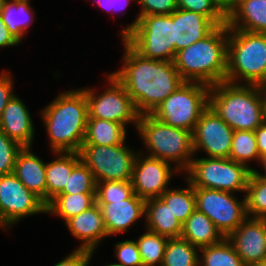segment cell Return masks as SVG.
Listing matches in <instances>:
<instances>
[{"label":"cell","instance_id":"cell-7","mask_svg":"<svg viewBox=\"0 0 266 266\" xmlns=\"http://www.w3.org/2000/svg\"><path fill=\"white\" fill-rule=\"evenodd\" d=\"M187 180L194 188L246 192L252 170L230 158H193L186 170Z\"/></svg>","mask_w":266,"mask_h":266},{"label":"cell","instance_id":"cell-16","mask_svg":"<svg viewBox=\"0 0 266 266\" xmlns=\"http://www.w3.org/2000/svg\"><path fill=\"white\" fill-rule=\"evenodd\" d=\"M226 239L246 266L266 260V219L247 217Z\"/></svg>","mask_w":266,"mask_h":266},{"label":"cell","instance_id":"cell-20","mask_svg":"<svg viewBox=\"0 0 266 266\" xmlns=\"http://www.w3.org/2000/svg\"><path fill=\"white\" fill-rule=\"evenodd\" d=\"M217 25L206 16L189 10L174 11L175 51L178 52L208 36Z\"/></svg>","mask_w":266,"mask_h":266},{"label":"cell","instance_id":"cell-18","mask_svg":"<svg viewBox=\"0 0 266 266\" xmlns=\"http://www.w3.org/2000/svg\"><path fill=\"white\" fill-rule=\"evenodd\" d=\"M72 236L82 243L77 249L94 252L102 240L108 237L99 205L73 216L64 223Z\"/></svg>","mask_w":266,"mask_h":266},{"label":"cell","instance_id":"cell-46","mask_svg":"<svg viewBox=\"0 0 266 266\" xmlns=\"http://www.w3.org/2000/svg\"><path fill=\"white\" fill-rule=\"evenodd\" d=\"M260 164H262L263 166V170H264V173H261L260 171H257L255 169H253V172L259 177V178H262V179H265L266 180V155L260 157V161L258 162Z\"/></svg>","mask_w":266,"mask_h":266},{"label":"cell","instance_id":"cell-38","mask_svg":"<svg viewBox=\"0 0 266 266\" xmlns=\"http://www.w3.org/2000/svg\"><path fill=\"white\" fill-rule=\"evenodd\" d=\"M141 5V12L136 19L124 27L121 32L123 40L137 25L139 17L148 15H170L177 9V0H136Z\"/></svg>","mask_w":266,"mask_h":266},{"label":"cell","instance_id":"cell-3","mask_svg":"<svg viewBox=\"0 0 266 266\" xmlns=\"http://www.w3.org/2000/svg\"><path fill=\"white\" fill-rule=\"evenodd\" d=\"M228 26H217L208 36L177 52L175 68L185 82L209 86L226 80Z\"/></svg>","mask_w":266,"mask_h":266},{"label":"cell","instance_id":"cell-8","mask_svg":"<svg viewBox=\"0 0 266 266\" xmlns=\"http://www.w3.org/2000/svg\"><path fill=\"white\" fill-rule=\"evenodd\" d=\"M210 86L184 82L151 115L159 122L193 132L202 112L209 106Z\"/></svg>","mask_w":266,"mask_h":266},{"label":"cell","instance_id":"cell-35","mask_svg":"<svg viewBox=\"0 0 266 266\" xmlns=\"http://www.w3.org/2000/svg\"><path fill=\"white\" fill-rule=\"evenodd\" d=\"M96 194V181L90 169L80 161L68 177L67 184L59 194Z\"/></svg>","mask_w":266,"mask_h":266},{"label":"cell","instance_id":"cell-48","mask_svg":"<svg viewBox=\"0 0 266 266\" xmlns=\"http://www.w3.org/2000/svg\"><path fill=\"white\" fill-rule=\"evenodd\" d=\"M262 97H263L264 121L266 123V86H262Z\"/></svg>","mask_w":266,"mask_h":266},{"label":"cell","instance_id":"cell-2","mask_svg":"<svg viewBox=\"0 0 266 266\" xmlns=\"http://www.w3.org/2000/svg\"><path fill=\"white\" fill-rule=\"evenodd\" d=\"M52 152H78L82 149L88 103L82 89L61 92L40 112Z\"/></svg>","mask_w":266,"mask_h":266},{"label":"cell","instance_id":"cell-24","mask_svg":"<svg viewBox=\"0 0 266 266\" xmlns=\"http://www.w3.org/2000/svg\"><path fill=\"white\" fill-rule=\"evenodd\" d=\"M145 216L146 230L168 238L181 236L182 224L160 197L146 200Z\"/></svg>","mask_w":266,"mask_h":266},{"label":"cell","instance_id":"cell-13","mask_svg":"<svg viewBox=\"0 0 266 266\" xmlns=\"http://www.w3.org/2000/svg\"><path fill=\"white\" fill-rule=\"evenodd\" d=\"M46 213V203L14 173L0 176V228L10 229L26 216Z\"/></svg>","mask_w":266,"mask_h":266},{"label":"cell","instance_id":"cell-40","mask_svg":"<svg viewBox=\"0 0 266 266\" xmlns=\"http://www.w3.org/2000/svg\"><path fill=\"white\" fill-rule=\"evenodd\" d=\"M117 264L122 266H143L136 241L125 240L117 242L114 249Z\"/></svg>","mask_w":266,"mask_h":266},{"label":"cell","instance_id":"cell-30","mask_svg":"<svg viewBox=\"0 0 266 266\" xmlns=\"http://www.w3.org/2000/svg\"><path fill=\"white\" fill-rule=\"evenodd\" d=\"M200 249L182 237L169 238L161 266H199Z\"/></svg>","mask_w":266,"mask_h":266},{"label":"cell","instance_id":"cell-5","mask_svg":"<svg viewBox=\"0 0 266 266\" xmlns=\"http://www.w3.org/2000/svg\"><path fill=\"white\" fill-rule=\"evenodd\" d=\"M225 81L266 86V34L228 29Z\"/></svg>","mask_w":266,"mask_h":266},{"label":"cell","instance_id":"cell-49","mask_svg":"<svg viewBox=\"0 0 266 266\" xmlns=\"http://www.w3.org/2000/svg\"><path fill=\"white\" fill-rule=\"evenodd\" d=\"M248 266H266V260L265 261H260L257 263L250 264Z\"/></svg>","mask_w":266,"mask_h":266},{"label":"cell","instance_id":"cell-41","mask_svg":"<svg viewBox=\"0 0 266 266\" xmlns=\"http://www.w3.org/2000/svg\"><path fill=\"white\" fill-rule=\"evenodd\" d=\"M94 252L76 249L54 266H89Z\"/></svg>","mask_w":266,"mask_h":266},{"label":"cell","instance_id":"cell-14","mask_svg":"<svg viewBox=\"0 0 266 266\" xmlns=\"http://www.w3.org/2000/svg\"><path fill=\"white\" fill-rule=\"evenodd\" d=\"M233 134L234 130L208 106L192 132L194 155L203 149L208 157L229 158Z\"/></svg>","mask_w":266,"mask_h":266},{"label":"cell","instance_id":"cell-39","mask_svg":"<svg viewBox=\"0 0 266 266\" xmlns=\"http://www.w3.org/2000/svg\"><path fill=\"white\" fill-rule=\"evenodd\" d=\"M22 148L0 130V176L13 173L17 155Z\"/></svg>","mask_w":266,"mask_h":266},{"label":"cell","instance_id":"cell-27","mask_svg":"<svg viewBox=\"0 0 266 266\" xmlns=\"http://www.w3.org/2000/svg\"><path fill=\"white\" fill-rule=\"evenodd\" d=\"M126 127L114 121L88 118L83 144L119 145L126 141Z\"/></svg>","mask_w":266,"mask_h":266},{"label":"cell","instance_id":"cell-10","mask_svg":"<svg viewBox=\"0 0 266 266\" xmlns=\"http://www.w3.org/2000/svg\"><path fill=\"white\" fill-rule=\"evenodd\" d=\"M131 150L125 141L119 145L83 144L81 161L93 173L96 183L131 181L138 151Z\"/></svg>","mask_w":266,"mask_h":266},{"label":"cell","instance_id":"cell-34","mask_svg":"<svg viewBox=\"0 0 266 266\" xmlns=\"http://www.w3.org/2000/svg\"><path fill=\"white\" fill-rule=\"evenodd\" d=\"M244 196L248 217L266 219V180L252 171Z\"/></svg>","mask_w":266,"mask_h":266},{"label":"cell","instance_id":"cell-28","mask_svg":"<svg viewBox=\"0 0 266 266\" xmlns=\"http://www.w3.org/2000/svg\"><path fill=\"white\" fill-rule=\"evenodd\" d=\"M96 204V194H57L46 204V214H54L65 222Z\"/></svg>","mask_w":266,"mask_h":266},{"label":"cell","instance_id":"cell-50","mask_svg":"<svg viewBox=\"0 0 266 266\" xmlns=\"http://www.w3.org/2000/svg\"><path fill=\"white\" fill-rule=\"evenodd\" d=\"M105 266H122V265L117 264V263H111V264H107V265H105Z\"/></svg>","mask_w":266,"mask_h":266},{"label":"cell","instance_id":"cell-43","mask_svg":"<svg viewBox=\"0 0 266 266\" xmlns=\"http://www.w3.org/2000/svg\"><path fill=\"white\" fill-rule=\"evenodd\" d=\"M20 42L9 32L0 16V48L19 45Z\"/></svg>","mask_w":266,"mask_h":266},{"label":"cell","instance_id":"cell-42","mask_svg":"<svg viewBox=\"0 0 266 266\" xmlns=\"http://www.w3.org/2000/svg\"><path fill=\"white\" fill-rule=\"evenodd\" d=\"M13 79L8 71L0 74V117L9 101L15 95L13 92Z\"/></svg>","mask_w":266,"mask_h":266},{"label":"cell","instance_id":"cell-11","mask_svg":"<svg viewBox=\"0 0 266 266\" xmlns=\"http://www.w3.org/2000/svg\"><path fill=\"white\" fill-rule=\"evenodd\" d=\"M107 79L109 86L100 94L94 89L81 88L85 92L88 103V118L114 121L125 127L132 123L137 129L140 114L132 98L112 73H109Z\"/></svg>","mask_w":266,"mask_h":266},{"label":"cell","instance_id":"cell-6","mask_svg":"<svg viewBox=\"0 0 266 266\" xmlns=\"http://www.w3.org/2000/svg\"><path fill=\"white\" fill-rule=\"evenodd\" d=\"M139 133L149 157L173 163L185 172L194 156L192 132L159 122L151 114L139 116Z\"/></svg>","mask_w":266,"mask_h":266},{"label":"cell","instance_id":"cell-31","mask_svg":"<svg viewBox=\"0 0 266 266\" xmlns=\"http://www.w3.org/2000/svg\"><path fill=\"white\" fill-rule=\"evenodd\" d=\"M200 251L199 266H246L226 238L218 244L203 247Z\"/></svg>","mask_w":266,"mask_h":266},{"label":"cell","instance_id":"cell-15","mask_svg":"<svg viewBox=\"0 0 266 266\" xmlns=\"http://www.w3.org/2000/svg\"><path fill=\"white\" fill-rule=\"evenodd\" d=\"M139 152L132 173L134 193L144 199L160 197L168 188L174 172L179 173L167 161L152 158ZM143 155V156H142Z\"/></svg>","mask_w":266,"mask_h":266},{"label":"cell","instance_id":"cell-19","mask_svg":"<svg viewBox=\"0 0 266 266\" xmlns=\"http://www.w3.org/2000/svg\"><path fill=\"white\" fill-rule=\"evenodd\" d=\"M24 102L14 95L0 117V130L22 147H32L35 127Z\"/></svg>","mask_w":266,"mask_h":266},{"label":"cell","instance_id":"cell-47","mask_svg":"<svg viewBox=\"0 0 266 266\" xmlns=\"http://www.w3.org/2000/svg\"><path fill=\"white\" fill-rule=\"evenodd\" d=\"M216 1L227 12L234 5L236 0H216Z\"/></svg>","mask_w":266,"mask_h":266},{"label":"cell","instance_id":"cell-25","mask_svg":"<svg viewBox=\"0 0 266 266\" xmlns=\"http://www.w3.org/2000/svg\"><path fill=\"white\" fill-rule=\"evenodd\" d=\"M56 159L46 162V204L65 187L73 168L81 161L78 152H53Z\"/></svg>","mask_w":266,"mask_h":266},{"label":"cell","instance_id":"cell-51","mask_svg":"<svg viewBox=\"0 0 266 266\" xmlns=\"http://www.w3.org/2000/svg\"><path fill=\"white\" fill-rule=\"evenodd\" d=\"M4 0H0V12L2 10V3H3Z\"/></svg>","mask_w":266,"mask_h":266},{"label":"cell","instance_id":"cell-9","mask_svg":"<svg viewBox=\"0 0 266 266\" xmlns=\"http://www.w3.org/2000/svg\"><path fill=\"white\" fill-rule=\"evenodd\" d=\"M124 40L145 58L173 62L177 54L174 12L170 15L139 17L136 27Z\"/></svg>","mask_w":266,"mask_h":266},{"label":"cell","instance_id":"cell-32","mask_svg":"<svg viewBox=\"0 0 266 266\" xmlns=\"http://www.w3.org/2000/svg\"><path fill=\"white\" fill-rule=\"evenodd\" d=\"M229 158L250 168L249 161H260L255 131L235 130Z\"/></svg>","mask_w":266,"mask_h":266},{"label":"cell","instance_id":"cell-12","mask_svg":"<svg viewBox=\"0 0 266 266\" xmlns=\"http://www.w3.org/2000/svg\"><path fill=\"white\" fill-rule=\"evenodd\" d=\"M196 209L204 213L226 238L248 217L246 200L233 193L206 188H194Z\"/></svg>","mask_w":266,"mask_h":266},{"label":"cell","instance_id":"cell-44","mask_svg":"<svg viewBox=\"0 0 266 266\" xmlns=\"http://www.w3.org/2000/svg\"><path fill=\"white\" fill-rule=\"evenodd\" d=\"M97 2L102 8L106 9L107 12L119 11L124 10L125 7L128 6L130 1L133 0H94ZM135 1V0H134Z\"/></svg>","mask_w":266,"mask_h":266},{"label":"cell","instance_id":"cell-21","mask_svg":"<svg viewBox=\"0 0 266 266\" xmlns=\"http://www.w3.org/2000/svg\"><path fill=\"white\" fill-rule=\"evenodd\" d=\"M227 26L266 34V0H236L227 11Z\"/></svg>","mask_w":266,"mask_h":266},{"label":"cell","instance_id":"cell-23","mask_svg":"<svg viewBox=\"0 0 266 266\" xmlns=\"http://www.w3.org/2000/svg\"><path fill=\"white\" fill-rule=\"evenodd\" d=\"M198 249L220 243L225 237L214 223L195 209L182 225L181 236Z\"/></svg>","mask_w":266,"mask_h":266},{"label":"cell","instance_id":"cell-22","mask_svg":"<svg viewBox=\"0 0 266 266\" xmlns=\"http://www.w3.org/2000/svg\"><path fill=\"white\" fill-rule=\"evenodd\" d=\"M23 147L14 165L15 176L46 203V163L32 151Z\"/></svg>","mask_w":266,"mask_h":266},{"label":"cell","instance_id":"cell-45","mask_svg":"<svg viewBox=\"0 0 266 266\" xmlns=\"http://www.w3.org/2000/svg\"><path fill=\"white\" fill-rule=\"evenodd\" d=\"M256 142L260 157L266 155V123L261 124L256 130Z\"/></svg>","mask_w":266,"mask_h":266},{"label":"cell","instance_id":"cell-33","mask_svg":"<svg viewBox=\"0 0 266 266\" xmlns=\"http://www.w3.org/2000/svg\"><path fill=\"white\" fill-rule=\"evenodd\" d=\"M146 231L136 240L143 266H161L169 238Z\"/></svg>","mask_w":266,"mask_h":266},{"label":"cell","instance_id":"cell-17","mask_svg":"<svg viewBox=\"0 0 266 266\" xmlns=\"http://www.w3.org/2000/svg\"><path fill=\"white\" fill-rule=\"evenodd\" d=\"M100 207L108 236L124 233L145 217L146 200L134 194L124 201H111V203H97Z\"/></svg>","mask_w":266,"mask_h":266},{"label":"cell","instance_id":"cell-37","mask_svg":"<svg viewBox=\"0 0 266 266\" xmlns=\"http://www.w3.org/2000/svg\"><path fill=\"white\" fill-rule=\"evenodd\" d=\"M131 181H104L96 183V203L124 201L134 195Z\"/></svg>","mask_w":266,"mask_h":266},{"label":"cell","instance_id":"cell-26","mask_svg":"<svg viewBox=\"0 0 266 266\" xmlns=\"http://www.w3.org/2000/svg\"><path fill=\"white\" fill-rule=\"evenodd\" d=\"M30 0H4L0 16L9 32L21 43L34 21Z\"/></svg>","mask_w":266,"mask_h":266},{"label":"cell","instance_id":"cell-1","mask_svg":"<svg viewBox=\"0 0 266 266\" xmlns=\"http://www.w3.org/2000/svg\"><path fill=\"white\" fill-rule=\"evenodd\" d=\"M123 64L112 74L123 84L140 115L151 114L185 81L174 62L148 59L124 39Z\"/></svg>","mask_w":266,"mask_h":266},{"label":"cell","instance_id":"cell-29","mask_svg":"<svg viewBox=\"0 0 266 266\" xmlns=\"http://www.w3.org/2000/svg\"><path fill=\"white\" fill-rule=\"evenodd\" d=\"M185 182L187 188H169L160 196L182 225L196 209L194 187L187 180Z\"/></svg>","mask_w":266,"mask_h":266},{"label":"cell","instance_id":"cell-4","mask_svg":"<svg viewBox=\"0 0 266 266\" xmlns=\"http://www.w3.org/2000/svg\"><path fill=\"white\" fill-rule=\"evenodd\" d=\"M209 106L234 131H255L265 122L262 86L220 82L210 86Z\"/></svg>","mask_w":266,"mask_h":266},{"label":"cell","instance_id":"cell-36","mask_svg":"<svg viewBox=\"0 0 266 266\" xmlns=\"http://www.w3.org/2000/svg\"><path fill=\"white\" fill-rule=\"evenodd\" d=\"M177 9L202 14L217 26L227 24V12L216 0H177Z\"/></svg>","mask_w":266,"mask_h":266}]
</instances>
